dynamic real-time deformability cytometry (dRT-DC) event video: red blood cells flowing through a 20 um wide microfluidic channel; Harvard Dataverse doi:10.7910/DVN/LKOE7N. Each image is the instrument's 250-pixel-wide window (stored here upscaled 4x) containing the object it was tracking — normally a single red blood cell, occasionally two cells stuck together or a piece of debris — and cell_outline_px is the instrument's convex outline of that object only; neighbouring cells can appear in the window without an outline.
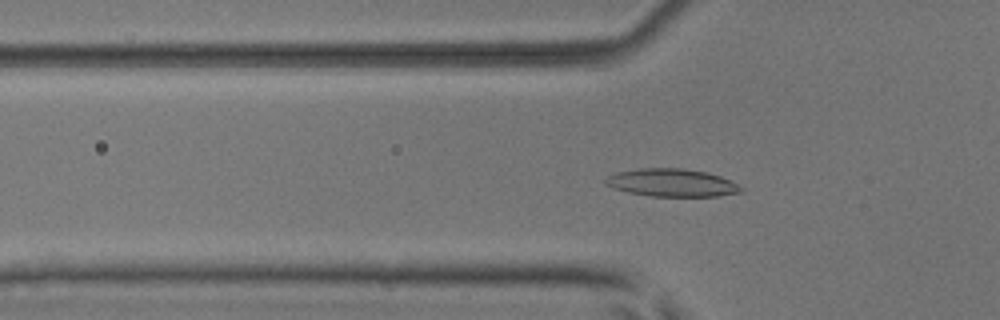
{"species": "common noctule bat (a hibernating species)", "species_latin": "Nyctalus noctula", "temperature_condition": "room temperature", "stored_images_in_passage": 52, "camera_frame_rate_fps": 3000, "um_per_image_px": 0.085, "animal": {"sex": "male", "body_mass_g": 17.9, "forearm_length_mm": 54.2}, "frame": {"image": 1, "passage_image": 18, "time_ms": 5.667, "image_size_px": [1000, 320], "cell_outline_px": [[744, 192], [720, 196], [652, 196], [628, 192], [612, 188], [604, 184], [604, 180], [608, 176], [616, 172], [636, 168], [684, 168], [704, 172], [720, 176], [744, 188]], "centroid_in_image_um": [57.08, 15.53], "position_along_channel_um": 68.7, "area_um2": 22.02}}
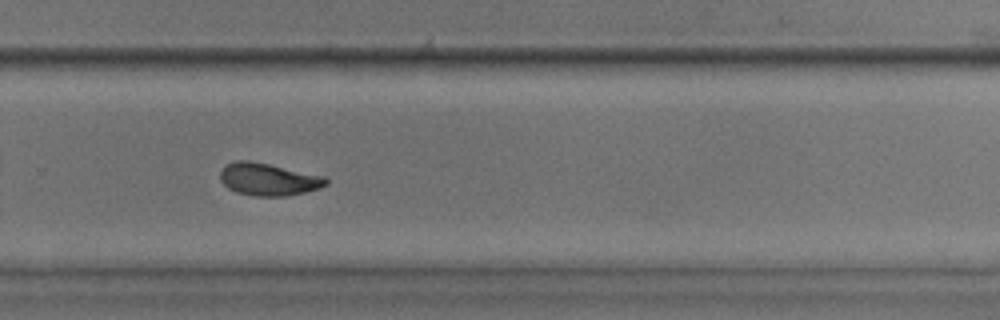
{"frame": {"image": 2, "passage_image": 36, "time_ms": 11.667, "image_size_px": [1000, 320], "cell_outline_px": [[328, 184], [320, 188], [304, 192], [284, 196], [256, 196], [236, 192], [228, 188], [220, 180], [220, 172], [224, 164], [236, 160], [248, 160], [268, 164], [324, 176], [328, 180]], "centroid_in_image_um": [22.78, 15.24], "position_along_channel_um": 307.0, "area_um2": 19.94}}
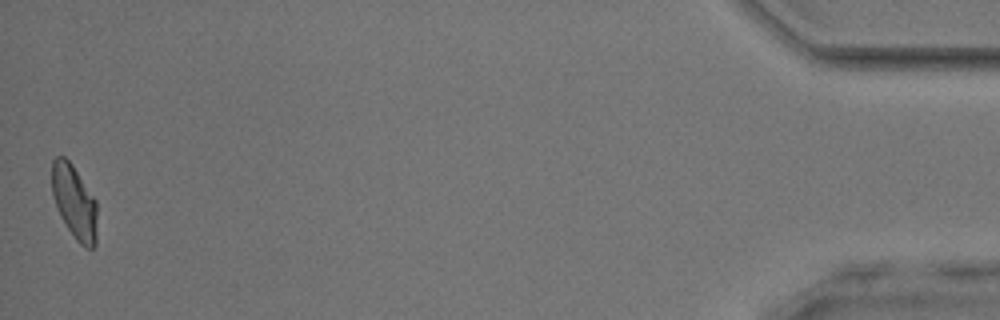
{"frame": {"image": 3, "passage_image": 52, "time_ms": 17.0, "image_size_px": [1000, 320], "cell_outline_px": [[96, 244], [92, 248], [84, 248], [76, 240], [68, 228], [56, 204], [52, 192], [52, 160], [56, 156], [64, 156], [72, 164], [96, 200]], "centroid_in_image_um": [6.33, 17.16], "position_along_channel_um": 428.9, "area_um2": 19.13}, "authors_computed_cell_mechanics": {"area_um2": 19.9988, "velocity_mm_per_s": 3.9982, "shape_relaxation_time_tau1_ms": 3.0298, "shape_relaxation_time_tau2_ms": 2.08, "deformation_change_tau1": 0.1481, "deformation_change_tau2": 0.0839}}